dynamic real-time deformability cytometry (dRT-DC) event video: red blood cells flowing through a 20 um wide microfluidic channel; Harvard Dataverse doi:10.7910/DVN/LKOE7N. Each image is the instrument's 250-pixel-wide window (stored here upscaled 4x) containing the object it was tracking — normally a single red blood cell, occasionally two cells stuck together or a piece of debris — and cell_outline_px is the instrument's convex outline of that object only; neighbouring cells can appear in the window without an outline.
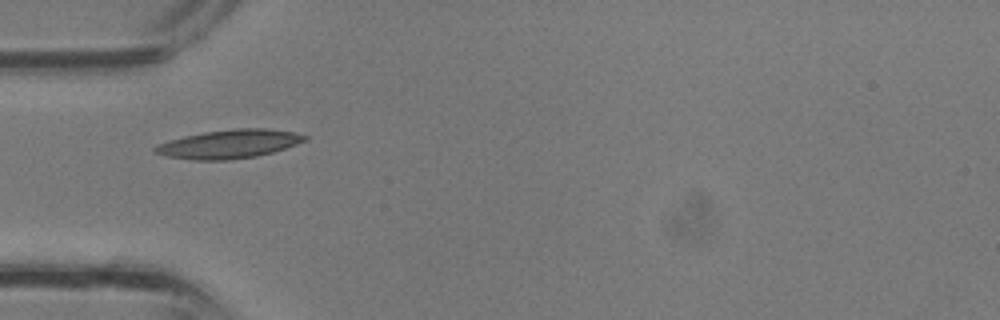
{"species": "common noctule bat (a hibernating species)", "species_latin": "Nyctalus noctula", "temperature_condition": "room temperature", "stored_images_in_passage": 26, "camera_frame_rate_fps": 3000, "um_per_image_px": 0.085, "animal": {"sex": "male", "body_mass_g": 13.3}, "frame": {"image": 1, "passage_image": 1, "time_ms": 0.0, "image_size_px": [1000, 320], "cell_outline_px": [[308, 140], [272, 152], [256, 156], [228, 160], [192, 160], [168, 156], [152, 152], [152, 148], [156, 144], [184, 136], [204, 132], [236, 128], [268, 128], [292, 132], [308, 136]], "centroid_in_image_um": [19.45, 12.24], "position_along_channel_um": 65.6, "area_um2": 24.97}}
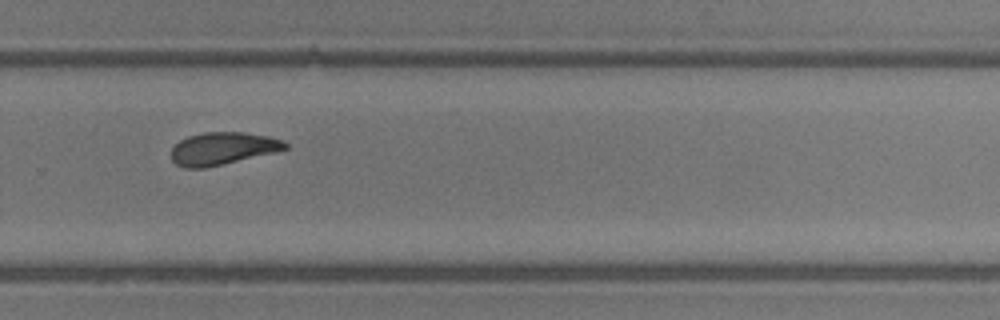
{"frame": {"image": 2, "passage_image": 14, "time_ms": 4.333, "image_size_px": [1000, 320], "cell_outline_px": [[288, 148], [276, 152], [204, 168], [184, 168], [176, 164], [172, 160], [172, 148], [180, 140], [188, 136], [204, 132], [244, 132], [268, 136], [280, 140], [288, 144]], "centroid_in_image_um": [18.92, 12.62], "position_along_channel_um": 310.9, "area_um2": 21.44}}
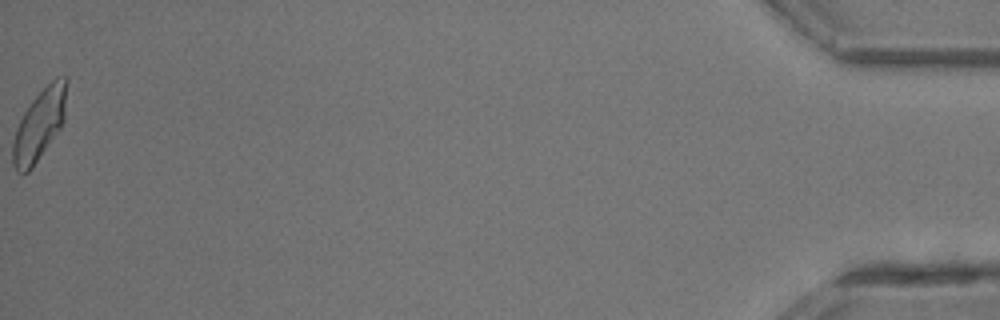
{"frame": {"image": 3, "passage_image": 26, "time_ms": 8.333, "image_size_px": [1000, 320], "cell_outline_px": [[68, 80], [64, 120], [60, 128], [32, 168], [28, 172], [16, 172], [12, 164], [12, 140], [16, 128], [24, 112], [32, 100], [56, 76], [68, 76]], "centroid_in_image_um": [3.35, 10.58], "position_along_channel_um": 431.8, "area_um2": 22.31}}